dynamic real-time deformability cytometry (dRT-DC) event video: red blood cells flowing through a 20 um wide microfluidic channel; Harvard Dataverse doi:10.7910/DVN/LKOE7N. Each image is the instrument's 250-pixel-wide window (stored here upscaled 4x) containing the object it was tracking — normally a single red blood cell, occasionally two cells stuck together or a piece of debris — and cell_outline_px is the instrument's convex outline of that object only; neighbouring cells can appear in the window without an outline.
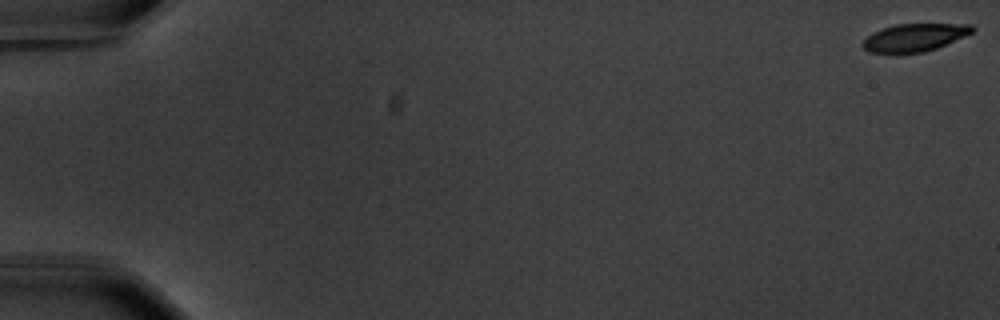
{"species": "common noctule bat (a hibernating species)", "species_latin": "Nyctalus noctula", "temperature_condition": "warm", "stored_images_in_passage": 3, "camera_frame_rate_fps": 3000, "um_per_image_px": 0.085, "animal": {"sex": "male", "body_mass_g": 20.1, "forearm_length_mm": 53.5}, "frame": {"image": 1, "passage_image": 1, "time_ms": 0.0, "image_size_px": [1000, 320], "cell_outline_px": [[976, 28], [972, 32], [964, 36], [936, 48], [924, 52], [868, 52], [860, 44], [872, 32], [896, 24], [972, 24]], "centroid_in_image_um": [77.73, 3.17], "position_along_channel_um": 7.3, "area_um2": 17.4}}